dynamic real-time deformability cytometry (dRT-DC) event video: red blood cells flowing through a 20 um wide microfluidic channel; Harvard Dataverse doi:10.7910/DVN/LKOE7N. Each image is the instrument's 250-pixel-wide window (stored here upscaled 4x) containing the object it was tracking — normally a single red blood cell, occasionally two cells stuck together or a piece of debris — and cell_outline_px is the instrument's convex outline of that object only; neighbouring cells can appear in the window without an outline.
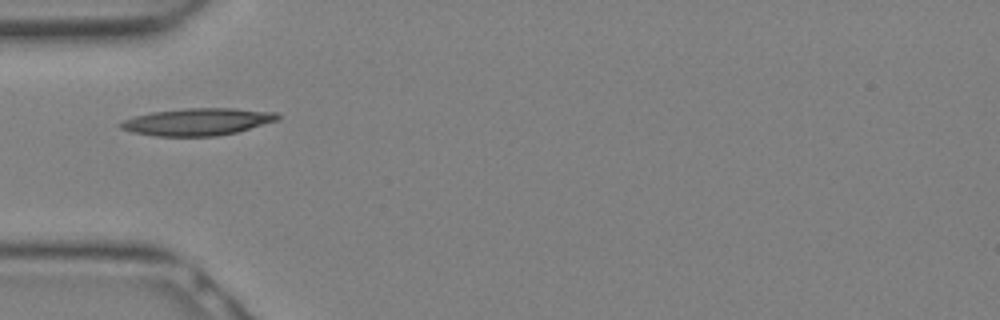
{"species": "Egyptian fruit bat (a non-hibernating species)", "species_latin": "Rousettus aegyptiacus", "temperature_condition": "warm", "stored_images_in_passage": 4, "camera_frame_rate_fps": 3000, "um_per_image_px": 0.085, "animal": {"sex": "female"}, "frame": {"image": 1, "passage_image": 1, "time_ms": 0.0, "image_size_px": [1000, 320], "cell_outline_px": [[280, 116], [276, 120], [236, 132], [216, 136], [156, 136], [132, 132], [120, 128], [116, 124], [124, 120], [136, 116], [152, 112], [188, 108], [232, 108], [276, 112]], "centroid_in_image_um": [16.74, 10.35], "position_along_channel_um": 68.3, "area_um2": 24.62}}
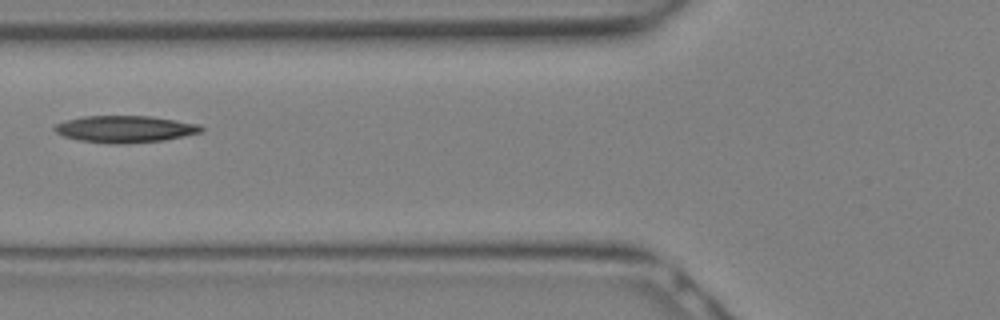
{"frame": {"image": 2, "passage_image": 3, "time_ms": 0.667, "image_size_px": [1000, 320], "cell_outline_px": [[204, 128], [200, 132], [184, 136], [164, 140], [124, 144], [108, 144], [80, 140], [64, 136], [56, 132], [52, 128], [56, 124], [68, 120], [84, 116], [152, 116], [200, 124]], "centroid_in_image_um": [10.64, 10.97], "position_along_channel_um": 115.2, "area_um2": 22.95}}